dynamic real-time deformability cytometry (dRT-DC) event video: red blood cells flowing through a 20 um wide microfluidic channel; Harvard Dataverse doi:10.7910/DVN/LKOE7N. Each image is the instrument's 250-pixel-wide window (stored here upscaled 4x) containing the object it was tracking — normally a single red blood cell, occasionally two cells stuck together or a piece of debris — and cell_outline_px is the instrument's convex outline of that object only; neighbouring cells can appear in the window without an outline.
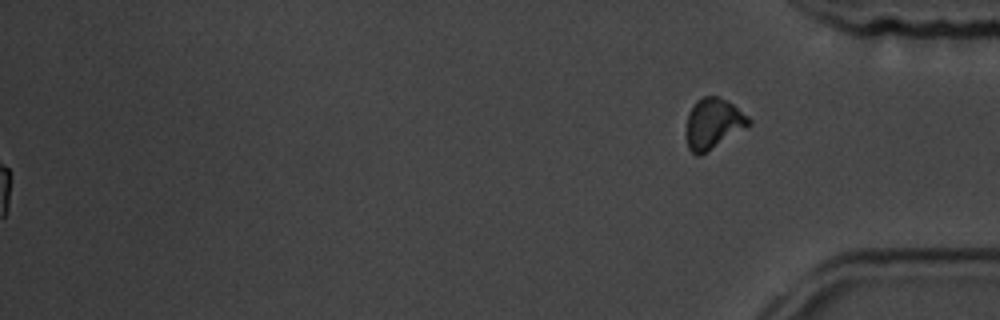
{"species": "common noctule bat (a hibernating species)", "species_latin": "Nyctalus noctula", "temperature_condition": "room temperature", "stored_images_in_passage": 60, "segment_of_instrument_passage": [2, 2], "camera_frame_rate_fps": 3000, "um_per_image_px": 0.085, "animal": {"sex": "male", "body_mass_g": 19.5, "forearm_length_mm": 54.6}, "frame": {"image": 1, "passage_image": 60, "time_ms": 19.667, "image_size_px": [1000, 320], "cell_outline_px": [[752, 124], [700, 156], [692, 152], [688, 148], [688, 112], [696, 100], [704, 96], [716, 96], [732, 104], [748, 116], [752, 120]], "centroid_in_image_um": [60.65, 10.5], "position_along_channel_um": 374.6, "area_um2": 18.03}}